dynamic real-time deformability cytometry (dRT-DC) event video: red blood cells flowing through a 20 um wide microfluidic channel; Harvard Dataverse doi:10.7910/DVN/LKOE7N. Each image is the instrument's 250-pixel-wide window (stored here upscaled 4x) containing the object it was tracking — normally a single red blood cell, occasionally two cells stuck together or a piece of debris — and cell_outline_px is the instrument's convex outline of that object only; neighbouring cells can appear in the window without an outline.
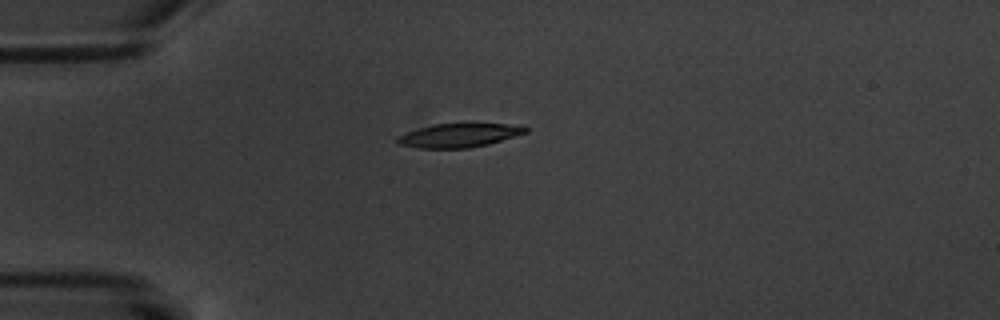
{"species": "common noctule bat (a hibernating species)", "species_latin": "Nyctalus noctula", "temperature_condition": "warm", "stored_images_in_passage": 8, "camera_frame_rate_fps": 3000, "um_per_image_px": 0.085, "animal": {"sex": "male", "body_mass_g": 20.1, "forearm_length_mm": 53.5}, "frame": {"image": 1, "passage_image": 1, "time_ms": 0.0, "image_size_px": [1000, 320], "cell_outline_px": [[528, 132], [488, 144], [468, 148], [420, 148], [396, 144], [396, 136], [420, 128], [436, 124], [524, 124], [528, 128]], "centroid_in_image_um": [39.04, 11.5], "position_along_channel_um": 46.0, "area_um2": 17.69}}
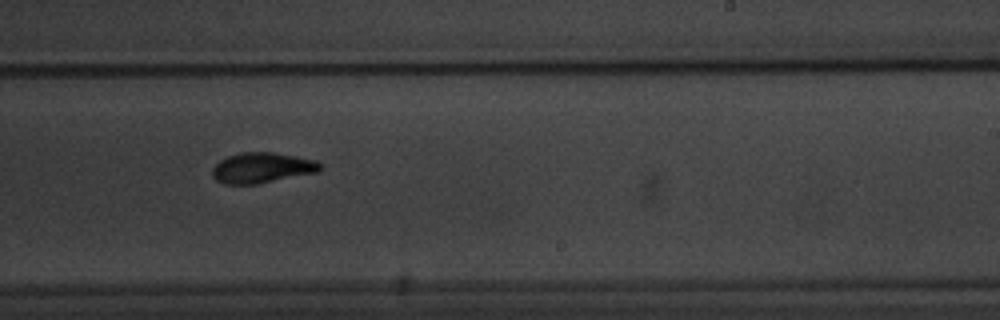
{"frame": {"image": 2, "passage_image": 7, "time_ms": 7.0, "image_size_px": [1000, 320], "cell_outline_px": [[324, 168], [320, 172], [256, 184], [224, 184], [216, 180], [212, 176], [212, 168], [220, 160], [228, 156], [240, 152], [272, 152], [296, 156], [316, 160]], "centroid_in_image_um": [22.29, 14.26], "position_along_channel_um": 266.7, "area_um2": 19.31}}
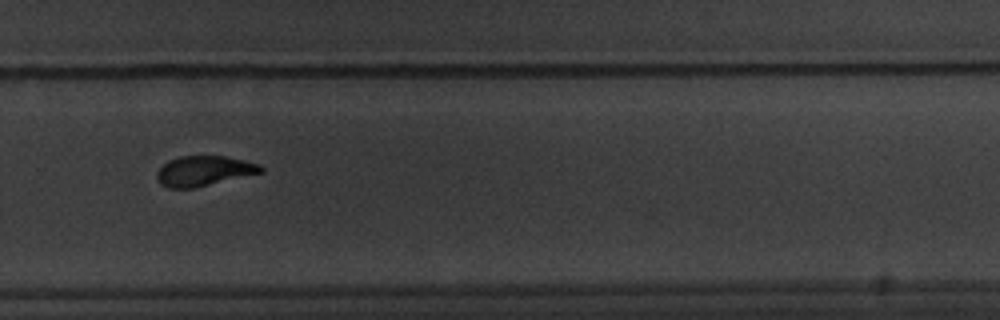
{"frame": {"image": 3, "passage_image": 8, "time_ms": 8.333, "image_size_px": [1000, 320], "cell_outline_px": [[264, 172], [192, 188], [168, 188], [160, 184], [156, 180], [156, 172], [168, 160], [180, 156], [224, 156], [244, 160], [260, 164], [264, 168]], "centroid_in_image_um": [17.32, 14.52], "position_along_channel_um": 312.5, "area_um2": 18.21}}